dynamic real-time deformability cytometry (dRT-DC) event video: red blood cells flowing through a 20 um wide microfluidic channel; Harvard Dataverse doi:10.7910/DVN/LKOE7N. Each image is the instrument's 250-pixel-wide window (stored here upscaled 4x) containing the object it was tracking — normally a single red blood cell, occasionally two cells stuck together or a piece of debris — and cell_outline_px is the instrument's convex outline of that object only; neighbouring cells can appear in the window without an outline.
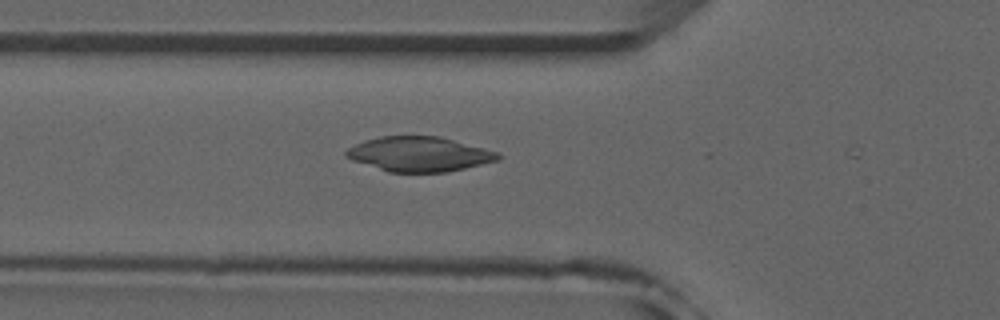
{"species": "common noctule bat (a hibernating species)", "species_latin": "Nyctalus noctula", "temperature_condition": "room temperature", "stored_images_in_passage": 9, "camera_frame_rate_fps": 3000, "um_per_image_px": 0.085, "animal": {"sex": "male", "forearm_length_mm": 52.5}, "frame": {"image": 1, "passage_image": 6, "time_ms": 1.667, "image_size_px": [1000, 320], "cell_outline_px": [[500, 160], [448, 172], [388, 172], [352, 160], [344, 156], [344, 152], [348, 148], [364, 140], [380, 136], [440, 136], [500, 152]], "centroid_in_image_um": [35.64, 13.1], "position_along_channel_um": 90.2, "area_um2": 30.92}}